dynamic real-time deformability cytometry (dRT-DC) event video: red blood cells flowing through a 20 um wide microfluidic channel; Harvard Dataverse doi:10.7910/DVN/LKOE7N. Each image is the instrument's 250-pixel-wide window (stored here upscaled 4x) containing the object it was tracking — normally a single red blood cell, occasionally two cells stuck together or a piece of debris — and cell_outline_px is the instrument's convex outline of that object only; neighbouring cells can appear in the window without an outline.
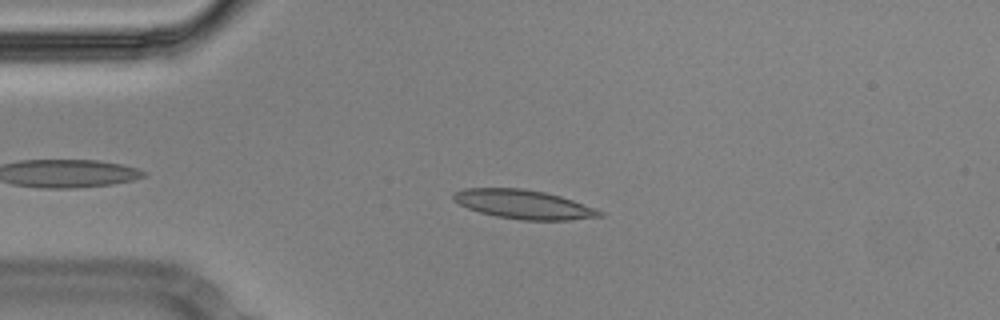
{"species": "Egyptian fruit bat (a non-hibernating species)", "species_latin": "Rousettus aegyptiacus", "temperature_condition": "cold", "stored_images_in_passage": 40, "camera_frame_rate_fps": 3000, "um_per_image_px": 0.085, "animal": {"sex": "male"}, "frame": {"image": 1, "passage_image": 8, "time_ms": 2.333, "image_size_px": [1000, 320], "cell_outline_px": [[604, 216], [568, 220], [520, 220], [496, 216], [480, 212], [468, 208], [452, 200], [452, 196], [456, 192], [464, 188], [524, 188], [544, 192], [560, 196], [572, 200], [604, 212]], "centroid_in_image_um": [44.49, 17.37], "position_along_channel_um": 40.5, "area_um2": 24.57}}
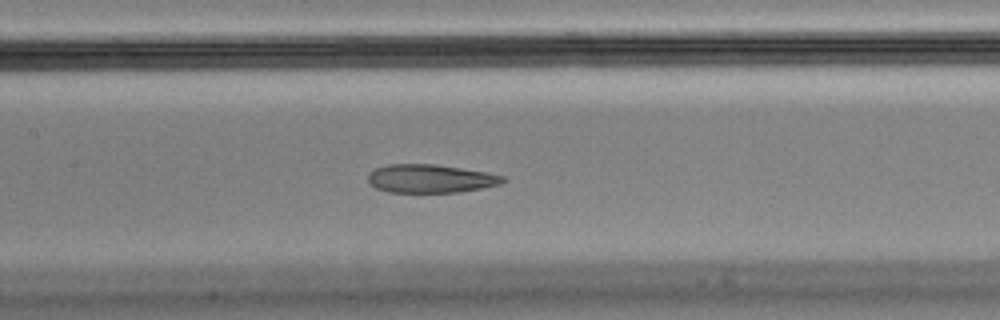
{"frame": {"image": 2, "passage_image": 21, "time_ms": 6.667, "image_size_px": [1000, 320], "cell_outline_px": [[504, 180], [500, 184], [460, 192], [388, 192], [376, 188], [368, 180], [368, 172], [376, 168], [388, 164], [432, 164], [488, 172], [504, 176]], "centroid_in_image_um": [36.56, 15.18], "position_along_channel_um": 170.8, "area_um2": 22.14}}
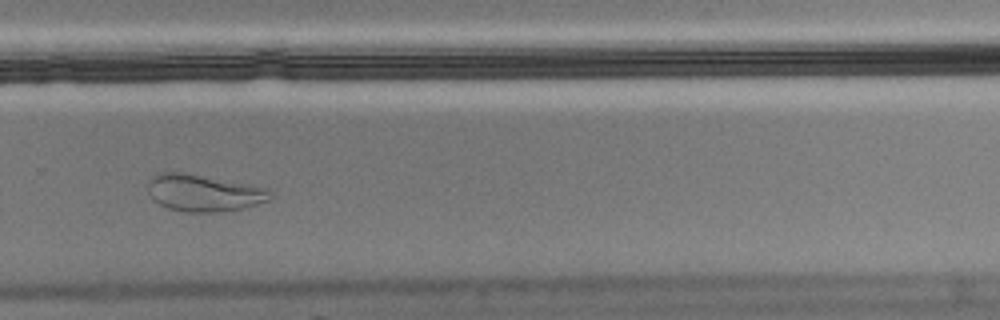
{"frame": {"image": 3, "passage_image": 33, "time_ms": 10.667, "image_size_px": [1000, 320], "cell_outline_px": [[276, 196], [272, 200], [244, 208], [216, 212], [184, 212], [168, 208], [152, 200], [148, 192], [148, 184], [152, 176], [156, 172], [188, 172], [268, 188]], "centroid_in_image_um": [17.35, 16.39], "position_along_channel_um": 312.5, "area_um2": 26.88}, "authors_computed_cell_mechanics": {"area_um2": 23.9003, "velocity_mm_per_s": 3.5589, "shape_relaxation_time_tau1_ms": null, "shape_relaxation_time_tau2_ms": 1.6078, "deformation_change_tau1": null, "deformation_change_tau2": 0.0739}}